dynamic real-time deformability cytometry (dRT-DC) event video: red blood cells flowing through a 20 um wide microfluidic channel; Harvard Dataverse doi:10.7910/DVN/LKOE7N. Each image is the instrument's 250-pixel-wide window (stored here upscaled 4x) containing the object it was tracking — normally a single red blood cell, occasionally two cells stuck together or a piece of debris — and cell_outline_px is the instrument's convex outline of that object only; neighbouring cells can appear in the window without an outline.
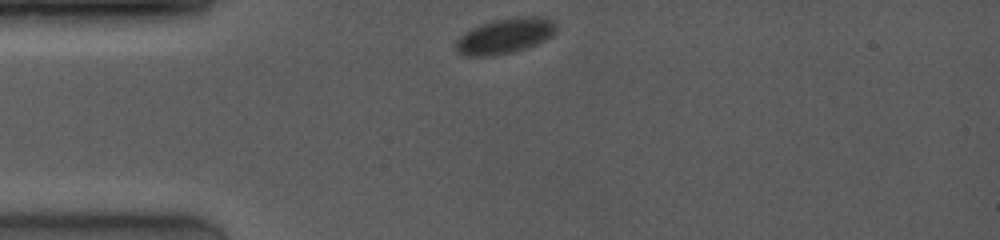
{"species": "common noctule bat (a hibernating species)", "species_latin": "Nyctalus noctula", "temperature_condition": "room temperature", "stored_images_in_passage": 35, "camera_frame_rate_fps": 4000, "um_per_image_px": 0.085, "animal": {"sex": "female", "body_mass_g": 19.0, "forearm_length_mm": 53.3}, "frame": {"image": 1, "passage_image": 1, "time_ms": 0.0, "image_size_px": [1000, 240], "cell_outline_px": [[556, 28], [552, 36], [536, 44], [516, 52], [496, 56], [464, 56], [456, 52], [456, 40], [464, 32], [480, 24], [512, 16], [544, 16], [552, 20], [556, 24]], "centroid_in_image_um": [42.92, 3.05], "position_along_channel_um": 42.1, "area_um2": 21.04}}
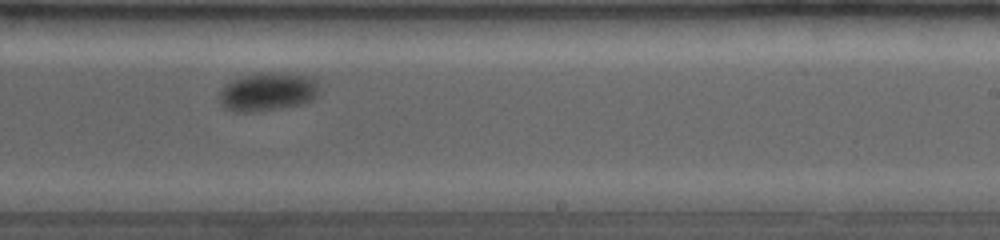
{"frame": {"image": 2, "passage_image": 21, "time_ms": 6.75, "image_size_px": [1000, 240], "cell_outline_px": [[320, 88], [316, 96], [312, 100], [304, 104], [256, 112], [232, 112], [224, 108], [220, 104], [220, 92], [224, 84], [232, 80], [256, 72], [288, 72], [312, 76], [316, 80]], "centroid_in_image_um": [22.77, 7.79], "position_along_channel_um": 266.2, "area_um2": 23.06}}
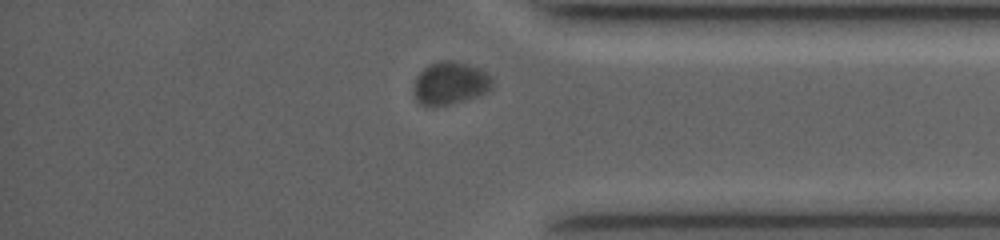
{"frame": {"image": 3, "passage_image": 32, "time_ms": 10.25, "image_size_px": [1000, 240], "cell_outline_px": [[492, 88], [480, 96], [432, 108], [420, 104], [416, 100], [412, 92], [412, 88], [416, 76], [428, 64], [440, 60], [452, 60], [468, 64], [480, 68], [492, 76]], "centroid_in_image_um": [38.23, 7.08], "position_along_channel_um": 397.0, "area_um2": 20.11}, "authors_computed_cell_mechanics": {"area_um2": 21.9062, "velocity_mm_per_s": 3.7168, "shape_relaxation_time_tau1_ms": 0.5326, "shape_relaxation_time_tau2_ms": null, "deformation_change_tau1": 0.0563, "deformation_change_tau2": null}}